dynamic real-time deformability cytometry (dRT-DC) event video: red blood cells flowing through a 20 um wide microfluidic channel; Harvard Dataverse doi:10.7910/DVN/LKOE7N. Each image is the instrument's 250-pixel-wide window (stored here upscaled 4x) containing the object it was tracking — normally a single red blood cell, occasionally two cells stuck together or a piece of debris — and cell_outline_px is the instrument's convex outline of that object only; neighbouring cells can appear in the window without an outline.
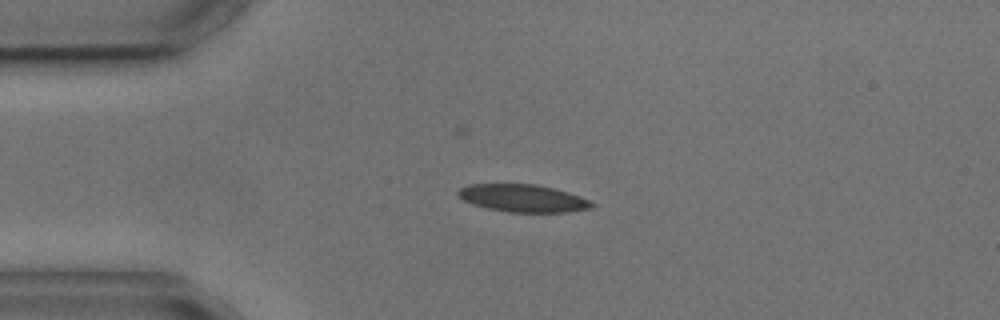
{"species": "common noctule bat (a hibernating species)", "species_latin": "Nyctalus noctula", "temperature_condition": "cold", "stored_images_in_passage": 4, "camera_frame_rate_fps": 3000, "um_per_image_px": 0.085, "animal": {"sex": "male", "body_mass_g": 17.9, "forearm_length_mm": 54.2}, "frame": {"image": 1, "passage_image": 3, "time_ms": 2.333, "image_size_px": [1000, 320], "cell_outline_px": [[596, 204], [588, 208], [568, 212], [508, 212], [488, 208], [472, 204], [464, 200], [456, 192], [460, 188], [468, 184], [536, 184], [568, 192], [580, 196]], "centroid_in_image_um": [44.43, 16.84], "position_along_channel_um": 40.6, "area_um2": 21.27}}